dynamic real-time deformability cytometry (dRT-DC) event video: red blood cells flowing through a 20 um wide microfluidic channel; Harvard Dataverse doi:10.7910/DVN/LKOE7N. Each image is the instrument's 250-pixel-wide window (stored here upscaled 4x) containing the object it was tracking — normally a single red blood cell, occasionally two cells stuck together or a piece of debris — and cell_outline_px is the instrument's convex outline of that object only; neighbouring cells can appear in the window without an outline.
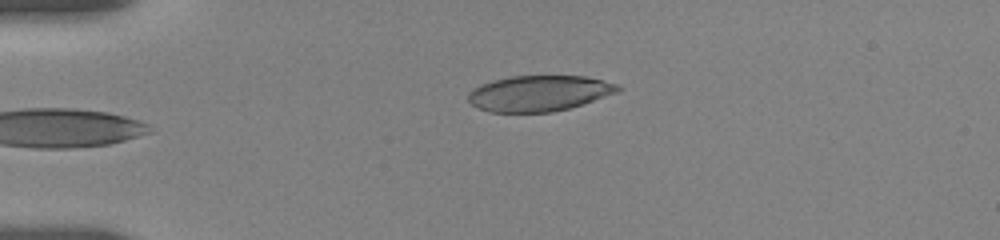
{"species": "human", "species_latin": "Homo sapiens", "temperature_condition": "room temperature", "stored_images_in_passage": 7, "camera_frame_rate_fps": 3000, "um_per_image_px": 0.085, "donor": {"sex": "female"}, "frame": {"image": 1, "passage_image": 7, "time_ms": 5.333, "image_size_px": [1000, 240], "cell_outline_px": [[624, 88], [616, 92], [568, 108], [552, 112], [488, 112], [472, 104], [468, 100], [468, 92], [472, 88], [492, 80], [508, 76], [584, 76], [620, 84]], "centroid_in_image_um": [45.79, 7.92], "position_along_channel_um": 39.2, "area_um2": 31.04}}